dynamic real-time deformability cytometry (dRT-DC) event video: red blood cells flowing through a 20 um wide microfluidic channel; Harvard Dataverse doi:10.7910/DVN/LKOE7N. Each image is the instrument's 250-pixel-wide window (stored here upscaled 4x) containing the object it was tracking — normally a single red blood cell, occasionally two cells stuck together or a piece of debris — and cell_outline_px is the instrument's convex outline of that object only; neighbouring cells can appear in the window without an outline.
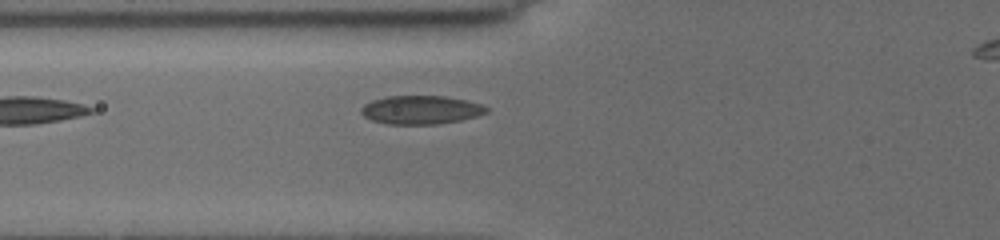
{"species": "common noctule bat (a hibernating species)", "species_latin": "Nyctalus noctula", "temperature_condition": "cold", "stored_images_in_passage": 6, "segment_of_instrument_passage": [1, 2], "camera_frame_rate_fps": 3000, "um_per_image_px": 0.085, "animal": {"sex": "female", "body_mass_g": 19.5, "forearm_length_mm": 54.1}, "frame": {"image": 1, "passage_image": 5, "time_ms": 3.667, "image_size_px": [1000, 240], "cell_outline_px": [[488, 112], [476, 116], [460, 120], [436, 124], [388, 124], [372, 120], [364, 116], [360, 112], [360, 108], [364, 104], [372, 100], [384, 96], [444, 96], [468, 100], [484, 104], [488, 108]], "centroid_in_image_um": [35.78, 9.33], "position_along_channel_um": 90.0, "area_um2": 20.98}}